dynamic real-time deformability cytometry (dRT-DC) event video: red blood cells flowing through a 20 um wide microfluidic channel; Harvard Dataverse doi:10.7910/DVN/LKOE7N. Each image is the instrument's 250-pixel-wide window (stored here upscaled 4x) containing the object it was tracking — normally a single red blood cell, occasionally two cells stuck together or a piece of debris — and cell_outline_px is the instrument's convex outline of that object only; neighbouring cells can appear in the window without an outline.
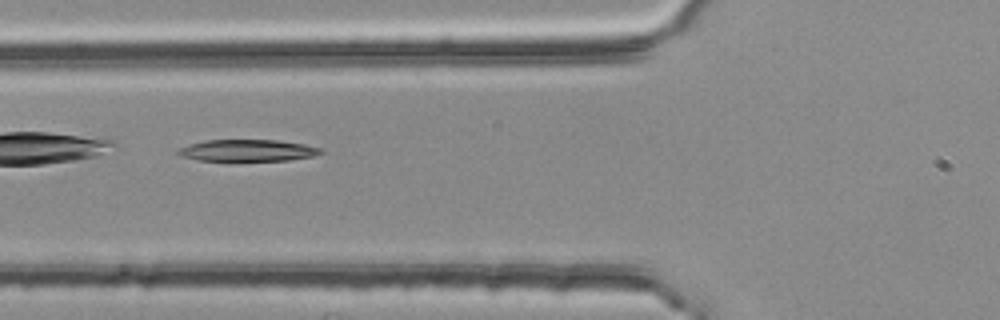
{"species": "common noctule bat (a hibernating species)", "species_latin": "Nyctalus noctula", "temperature_condition": "room temperature", "stored_images_in_passage": 5, "segment_of_instrument_passage": [2, 2], "camera_frame_rate_fps": 3000, "um_per_image_px": 0.085, "animal": {"sex": "female", "body_mass_g": 25.1}, "frame": {"image": 1, "passage_image": 5, "time_ms": 1.333, "image_size_px": [1000, 320], "cell_outline_px": [[324, 152], [316, 156], [288, 160], [200, 160], [180, 156], [176, 152], [180, 148], [188, 144], [204, 140], [276, 140], [304, 144], [324, 148]], "centroid_in_image_um": [21.09, 12.78], "position_along_channel_um": 104.7, "area_um2": 18.03}}